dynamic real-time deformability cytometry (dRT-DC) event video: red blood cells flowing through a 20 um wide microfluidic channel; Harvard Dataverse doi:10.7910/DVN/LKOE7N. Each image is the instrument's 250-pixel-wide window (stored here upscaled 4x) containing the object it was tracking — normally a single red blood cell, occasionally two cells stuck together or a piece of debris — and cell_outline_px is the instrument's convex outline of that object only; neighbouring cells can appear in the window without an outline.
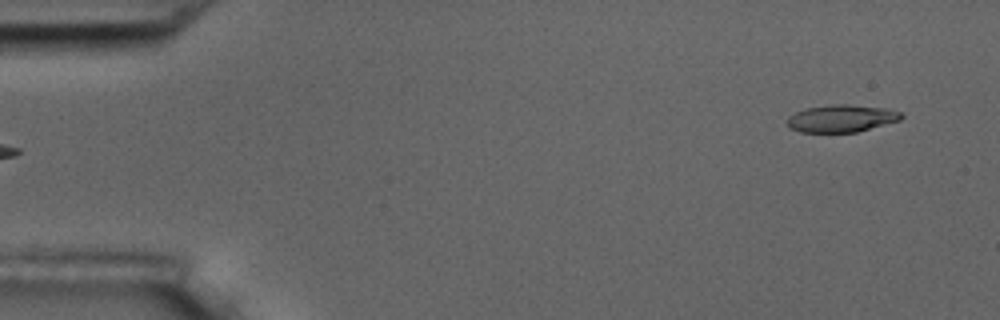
{"species": "common noctule bat (a hibernating species)", "species_latin": "Nyctalus noctula", "temperature_condition": "room temperature", "stored_images_in_passage": 9, "camera_frame_rate_fps": 3000, "um_per_image_px": 0.085, "animal": {"sex": "male", "body_mass_g": 17.5, "forearm_length_mm": 52.3}, "frame": {"image": 1, "passage_image": 1, "time_ms": 0.0, "image_size_px": [1000, 320], "cell_outline_px": [[904, 116], [900, 120], [856, 132], [800, 132], [788, 128], [788, 116], [804, 108], [832, 104], [848, 104], [888, 108], [900, 112]], "centroid_in_image_um": [71.51, 10.06], "position_along_channel_um": 13.5, "area_um2": 18.26}}
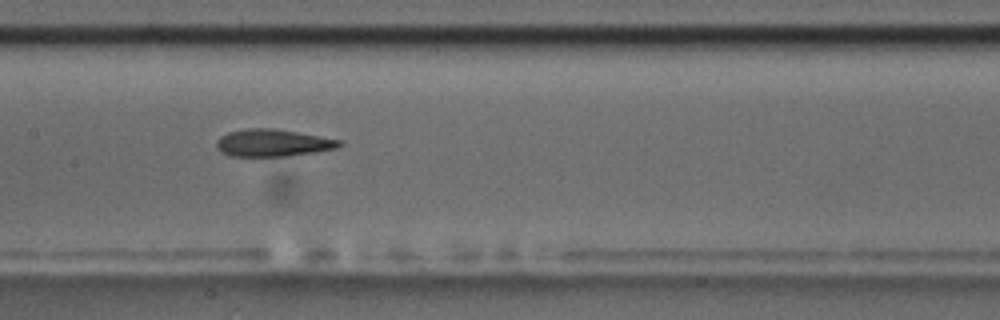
{"frame": {"image": 2, "passage_image": 8, "time_ms": 8.0, "image_size_px": [1000, 320], "cell_outline_px": [[344, 144], [336, 148], [316, 152], [284, 156], [228, 156], [220, 152], [216, 148], [216, 140], [220, 136], [228, 132], [248, 128], [272, 128], [344, 140]], "centroid_in_image_um": [23.18, 12.15], "position_along_channel_um": 184.2, "area_um2": 19.65}}
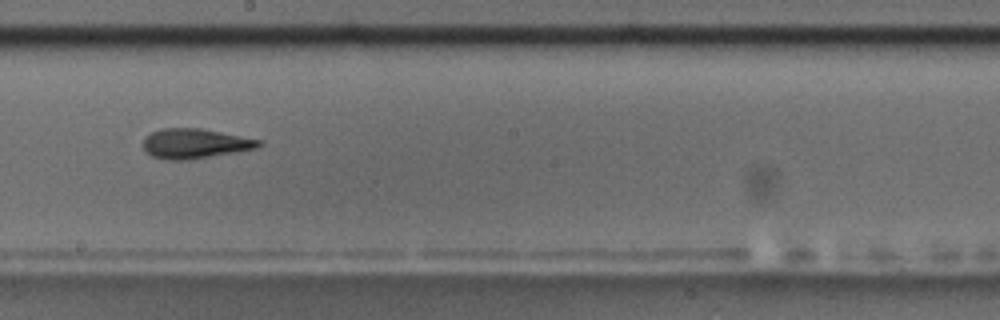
{"frame": {"image": 3, "passage_image": 9, "time_ms": 9.333, "image_size_px": [1000, 320], "cell_outline_px": [[264, 144], [256, 148], [236, 152], [188, 160], [168, 160], [152, 156], [144, 152], [144, 136], [160, 128], [200, 128], [264, 140]], "centroid_in_image_um": [16.58, 12.2], "position_along_channel_um": 231.6, "area_um2": 20.29}}